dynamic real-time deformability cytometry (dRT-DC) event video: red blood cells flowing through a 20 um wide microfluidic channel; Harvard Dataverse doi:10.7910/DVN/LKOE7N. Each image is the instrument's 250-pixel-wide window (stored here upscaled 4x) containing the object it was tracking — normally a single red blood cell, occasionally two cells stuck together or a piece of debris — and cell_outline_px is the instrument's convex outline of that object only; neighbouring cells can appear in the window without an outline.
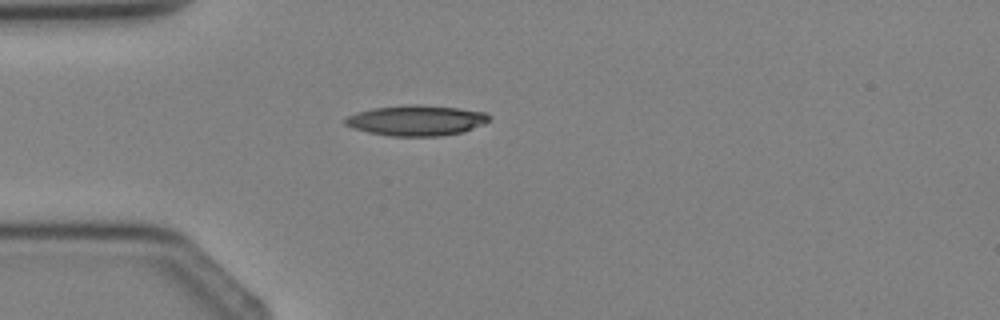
{"species": "Egyptian fruit bat (a non-hibernating species)", "species_latin": "Rousettus aegyptiacus", "temperature_condition": "cold", "stored_images_in_passage": 2, "camera_frame_rate_fps": 3000, "um_per_image_px": 0.085, "animal": {"sex": "female"}, "frame": {"image": 1, "passage_image": 2, "time_ms": 1.0, "image_size_px": [1000, 320], "cell_outline_px": [[492, 116], [484, 124], [464, 132], [440, 136], [392, 136], [368, 132], [352, 128], [344, 124], [344, 120], [348, 116], [356, 112], [372, 108], [404, 104], [420, 104], [456, 108], [484, 112]], "centroid_in_image_um": [35.38, 10.23], "position_along_channel_um": 49.6, "area_um2": 25.72}}